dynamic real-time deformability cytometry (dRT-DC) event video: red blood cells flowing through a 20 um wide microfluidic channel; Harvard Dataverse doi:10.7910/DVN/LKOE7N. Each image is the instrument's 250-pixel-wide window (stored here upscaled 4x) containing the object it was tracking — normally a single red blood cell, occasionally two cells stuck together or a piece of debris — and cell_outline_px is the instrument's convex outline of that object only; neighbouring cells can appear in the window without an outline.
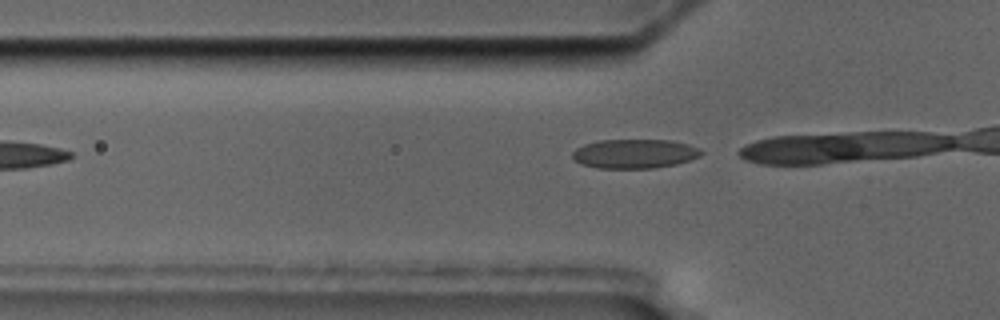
{"species": "common noctule bat (a hibernating species)", "species_latin": "Nyctalus noctula", "temperature_condition": "cold", "stored_images_in_passage": 3, "camera_frame_rate_fps": 3000, "um_per_image_px": 0.085, "animal": {"sex": "male", "body_mass_g": 17.5, "forearm_length_mm": 52.3}, "frame": {"image": 1, "passage_image": 3, "time_ms": 2.333, "image_size_px": [1000, 320], "cell_outline_px": [[704, 152], [700, 156], [676, 164], [656, 168], [596, 168], [580, 164], [572, 156], [572, 152], [576, 148], [584, 144], [600, 140], [672, 140], [688, 144], [700, 148]], "centroid_in_image_um": [53.94, 13.06], "position_along_channel_um": 71.9, "area_um2": 22.02}}